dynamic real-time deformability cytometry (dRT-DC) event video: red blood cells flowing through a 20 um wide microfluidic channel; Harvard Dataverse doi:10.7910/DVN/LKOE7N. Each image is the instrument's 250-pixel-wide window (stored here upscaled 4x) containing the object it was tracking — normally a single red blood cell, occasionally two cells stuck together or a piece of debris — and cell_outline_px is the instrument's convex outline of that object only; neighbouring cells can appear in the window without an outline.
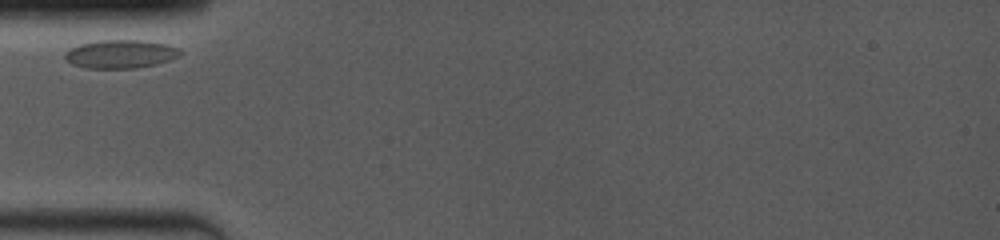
{"species": "common noctule bat (a hibernating species)", "species_latin": "Nyctalus noctula", "temperature_condition": "room temperature", "stored_images_in_passage": 38, "camera_frame_rate_fps": 4000, "um_per_image_px": 0.085, "animal": {"sex": "female", "body_mass_g": 19.0, "forearm_length_mm": 53.3}, "frame": {"image": 1, "passage_image": 1, "time_ms": 0.0, "image_size_px": [1000, 240], "cell_outline_px": [[184, 52], [180, 56], [156, 64], [136, 68], [84, 68], [72, 64], [64, 56], [64, 52], [80, 44], [96, 40], [140, 40], [168, 44], [180, 48]], "centroid_in_image_um": [10.28, 4.58], "position_along_channel_um": 74.7, "area_um2": 19.19}}
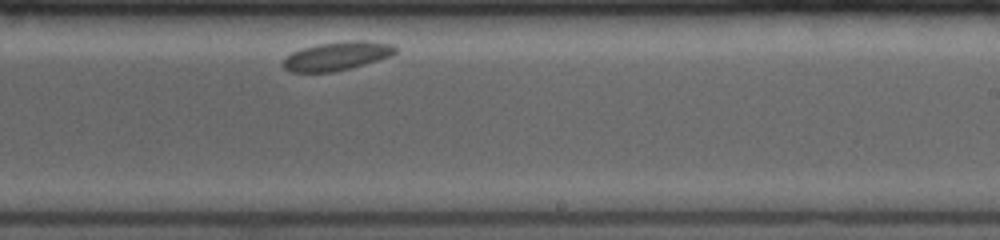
{"frame": {"image": 2, "passage_image": 23, "time_ms": 5.5, "image_size_px": [1000, 240], "cell_outline_px": [[396, 52], [392, 56], [364, 64], [332, 72], [292, 72], [284, 68], [280, 64], [292, 52], [316, 44], [348, 40], [360, 40], [392, 44], [396, 48]], "centroid_in_image_um": [28.63, 4.75], "position_along_channel_um": 260.4, "area_um2": 18.61}}
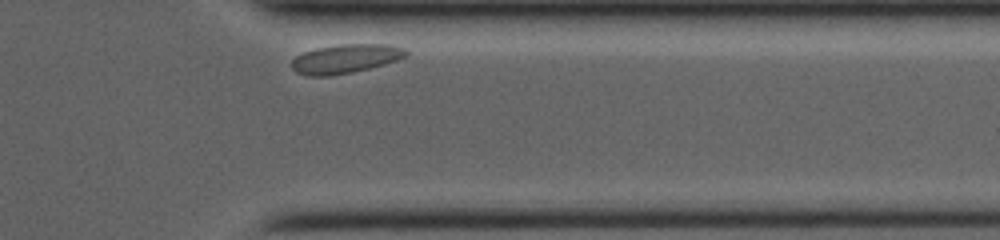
{"frame": {"image": 3, "passage_image": 37, "time_ms": 9.0, "image_size_px": [1000, 240], "cell_outline_px": [[408, 52], [404, 56], [396, 60], [384, 64], [352, 72], [328, 76], [308, 76], [296, 72], [292, 68], [292, 60], [296, 56], [304, 52], [316, 48], [340, 44], [388, 44], [404, 48]], "centroid_in_image_um": [29.33, 4.99], "position_along_channel_um": 382.1, "area_um2": 19.13}}